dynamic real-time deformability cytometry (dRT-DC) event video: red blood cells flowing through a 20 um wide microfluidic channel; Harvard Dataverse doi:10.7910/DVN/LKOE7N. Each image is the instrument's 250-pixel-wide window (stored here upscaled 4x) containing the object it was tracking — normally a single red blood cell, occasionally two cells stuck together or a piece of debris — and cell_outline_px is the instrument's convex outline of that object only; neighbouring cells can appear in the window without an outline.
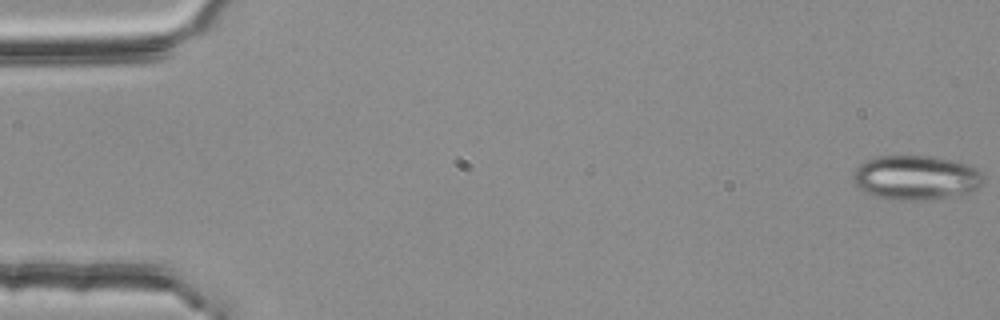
{"species": "common noctule bat (a hibernating species)", "species_latin": "Nyctalus noctula", "temperature_condition": "room temperature", "stored_images_in_passage": 4, "camera_frame_rate_fps": 3000, "um_per_image_px": 0.085, "animal": {"sex": "female", "body_mass_g": 25.1}, "frame": {"image": 1, "passage_image": 1, "time_ms": 0.0, "image_size_px": [1000, 320], "cell_outline_px": [[980, 184], [972, 192], [944, 196], [912, 200], [892, 200], [876, 196], [864, 192], [852, 180], [856, 168], [860, 164], [868, 160], [880, 156], [928, 156], [972, 164], [980, 172]], "centroid_in_image_um": [77.81, 15.08], "position_along_channel_um": 7.2, "area_um2": 33.06}}